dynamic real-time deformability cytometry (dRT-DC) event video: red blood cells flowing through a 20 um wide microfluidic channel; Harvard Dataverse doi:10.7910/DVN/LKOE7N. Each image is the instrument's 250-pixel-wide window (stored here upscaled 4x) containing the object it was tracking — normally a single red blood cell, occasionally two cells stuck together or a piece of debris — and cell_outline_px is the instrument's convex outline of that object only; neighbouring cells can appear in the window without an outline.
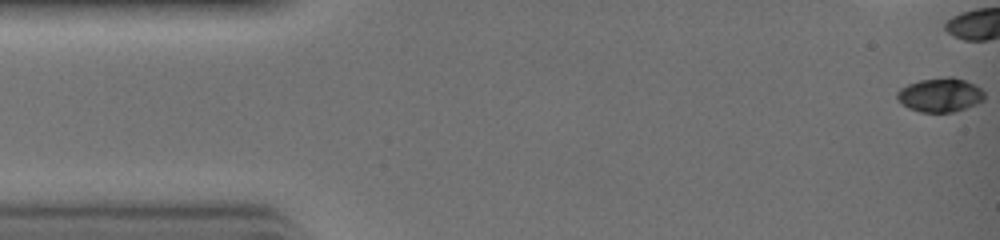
{"species": "common noctule bat (a hibernating species)", "species_latin": "Nyctalus noctula", "temperature_condition": "warm", "stored_images_in_passage": 15, "camera_frame_rate_fps": 3000, "um_per_image_px": 0.085, "animal": {"sex": "female", "body_mass_g": 19.0, "forearm_length_mm": 51.5}, "frame": {"image": 1, "passage_image": 1, "time_ms": 0.0, "image_size_px": [1000, 240], "cell_outline_px": [[984, 100], [976, 104], [952, 112], [920, 112], [908, 108], [896, 100], [896, 92], [900, 88], [908, 84], [920, 80], [948, 76], [952, 76], [976, 84], [984, 92]], "centroid_in_image_um": [79.89, 8.06], "position_along_channel_um": 5.1, "area_um2": 17.46}}